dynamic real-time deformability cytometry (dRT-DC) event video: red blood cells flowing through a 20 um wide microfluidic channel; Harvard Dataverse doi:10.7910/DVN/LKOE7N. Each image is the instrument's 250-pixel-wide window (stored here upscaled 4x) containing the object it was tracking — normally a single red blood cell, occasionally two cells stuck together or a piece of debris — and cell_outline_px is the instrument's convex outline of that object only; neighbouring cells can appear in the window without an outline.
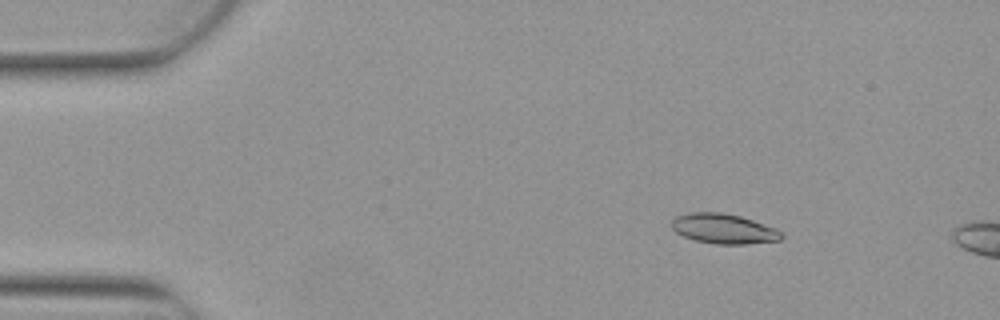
{"species": "Egyptian fruit bat (a non-hibernating species)", "species_latin": "Rousettus aegyptiacus", "temperature_condition": "warm", "stored_images_in_passage": 4, "camera_frame_rate_fps": 3000, "um_per_image_px": 0.085, "animal": {"sex": "female"}, "frame": {"image": 1, "passage_image": 2, "time_ms": 0.333, "image_size_px": [1000, 320], "cell_outline_px": [[784, 236], [780, 240], [744, 244], [716, 244], [696, 240], [684, 236], [676, 232], [672, 228], [672, 220], [676, 216], [688, 212], [720, 212], [740, 216], [776, 228], [784, 232]], "centroid_in_image_um": [61.53, 19.44], "position_along_channel_um": 23.5, "area_um2": 19.13}}